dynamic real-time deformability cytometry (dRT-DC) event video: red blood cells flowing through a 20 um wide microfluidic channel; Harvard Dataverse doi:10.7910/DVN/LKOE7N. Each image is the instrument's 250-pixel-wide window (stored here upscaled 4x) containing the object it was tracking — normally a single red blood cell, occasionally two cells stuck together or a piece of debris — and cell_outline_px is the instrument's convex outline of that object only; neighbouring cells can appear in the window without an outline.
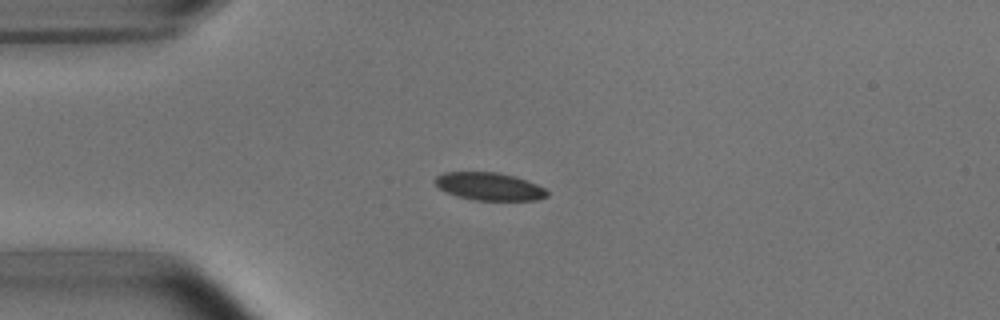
{"species": "common noctule bat (a hibernating species)", "species_latin": "Nyctalus noctula", "temperature_condition": "room temperature", "stored_images_in_passage": 7, "camera_frame_rate_fps": 3000, "um_per_image_px": 0.085, "animal": {"sex": "male", "body_mass_g": 15.6}, "frame": {"image": 1, "passage_image": 1, "time_ms": 0.0, "image_size_px": [1000, 320], "cell_outline_px": [[548, 196], [536, 200], [472, 200], [456, 196], [440, 188], [432, 180], [436, 176], [444, 172], [496, 172], [512, 176], [536, 184], [544, 188], [548, 192]], "centroid_in_image_um": [41.55, 15.85], "position_along_channel_um": 43.4, "area_um2": 17.98}}
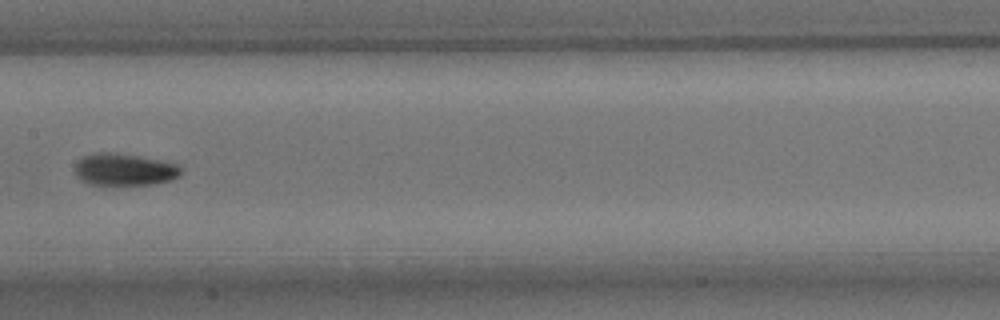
{"frame": {"image": 2, "passage_image": 5, "time_ms": 4.667, "image_size_px": [1000, 320], "cell_outline_px": [[184, 172], [180, 176], [172, 180], [156, 184], [88, 184], [80, 180], [76, 176], [76, 164], [84, 156], [96, 152], [116, 152], [140, 156], [160, 160], [176, 164]], "centroid_in_image_um": [10.6, 14.4], "position_along_channel_um": 196.8, "area_um2": 19.88}}
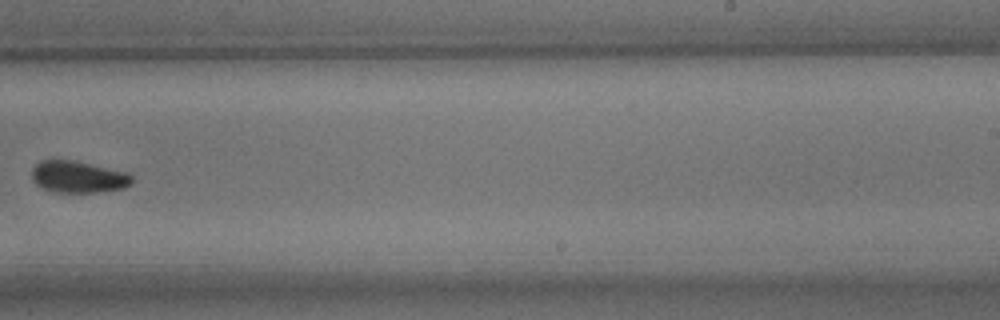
{"frame": {"image": 3, "passage_image": 7, "time_ms": 7.0, "image_size_px": [1000, 320], "cell_outline_px": [[132, 184], [124, 188], [96, 192], [56, 192], [44, 188], [36, 184], [32, 180], [32, 168], [40, 160], [76, 160], [128, 172], [132, 176]], "centroid_in_image_um": [6.66, 15.02], "position_along_channel_um": 282.3, "area_um2": 18.67}}